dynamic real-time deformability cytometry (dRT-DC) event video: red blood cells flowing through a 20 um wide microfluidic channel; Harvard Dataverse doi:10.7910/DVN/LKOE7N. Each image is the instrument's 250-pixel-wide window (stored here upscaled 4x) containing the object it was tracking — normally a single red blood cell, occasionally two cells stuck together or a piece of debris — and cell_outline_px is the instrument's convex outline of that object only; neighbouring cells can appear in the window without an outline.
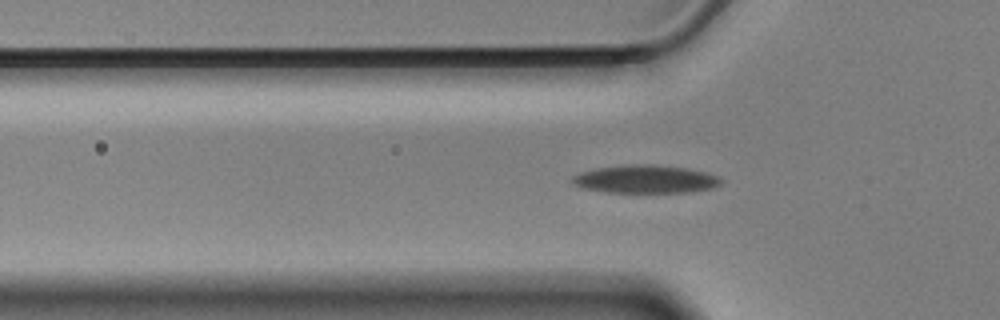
{"species": "Egyptian fruit bat (a non-hibernating species)", "species_latin": "Rousettus aegyptiacus", "temperature_condition": "cold", "stored_images_in_passage": 45, "camera_frame_rate_fps": 3000, "um_per_image_px": 0.085, "animal": {"sex": "male"}, "frame": {"image": 1, "passage_image": 5, "time_ms": 1.333, "image_size_px": [1000, 320], "cell_outline_px": [[724, 180], [720, 184], [712, 188], [688, 192], [608, 192], [584, 188], [572, 184], [572, 176], [580, 172], [596, 168], [628, 164], [656, 164], [688, 168], [720, 176]], "centroid_in_image_um": [54.88, 15.21], "position_along_channel_um": 70.9, "area_um2": 24.45}}
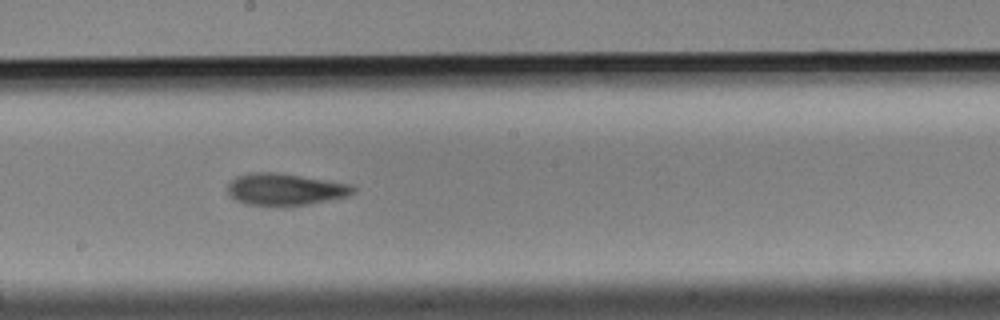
{"frame": {"image": 2, "passage_image": 18, "time_ms": 5.667, "image_size_px": [1000, 320], "cell_outline_px": [[356, 192], [344, 196], [328, 200], [308, 204], [284, 208], [248, 204], [236, 200], [228, 192], [228, 184], [236, 176], [248, 172], [276, 172], [348, 184], [356, 188]], "centroid_in_image_um": [24.18, 16.11], "position_along_channel_um": 224.0, "area_um2": 23.41}}
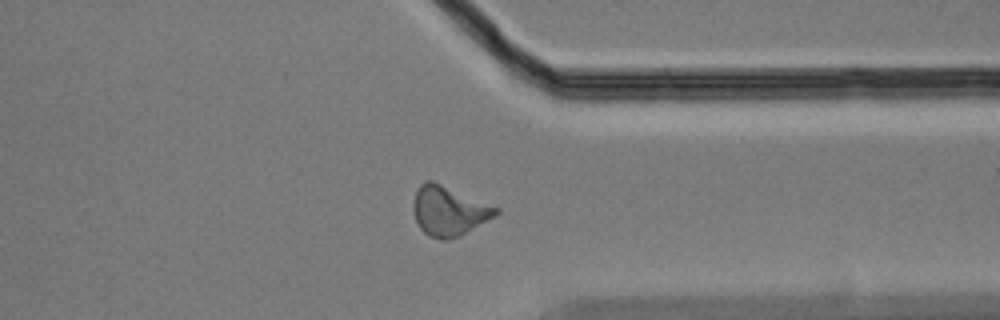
{"frame": {"image": 3, "passage_image": 31, "time_ms": 10.0, "image_size_px": [1000, 320], "cell_outline_px": [[500, 212], [496, 216], [448, 240], [440, 240], [428, 236], [420, 228], [416, 220], [416, 188], [420, 184], [428, 180], [432, 180], [500, 208]], "centroid_in_image_um": [38.18, 17.92], "position_along_channel_um": 373.2, "area_um2": 23.24}, "authors_computed_cell_mechanics": {"area_um2": 22.8888, "velocity_mm_per_s": 3.5132, "shape_relaxation_time_tau1_ms": 5.7678, "shape_relaxation_time_tau2_ms": 3.4499, "deformation_change_tau1": 0.1519, "deformation_change_tau2": 0.1039}}